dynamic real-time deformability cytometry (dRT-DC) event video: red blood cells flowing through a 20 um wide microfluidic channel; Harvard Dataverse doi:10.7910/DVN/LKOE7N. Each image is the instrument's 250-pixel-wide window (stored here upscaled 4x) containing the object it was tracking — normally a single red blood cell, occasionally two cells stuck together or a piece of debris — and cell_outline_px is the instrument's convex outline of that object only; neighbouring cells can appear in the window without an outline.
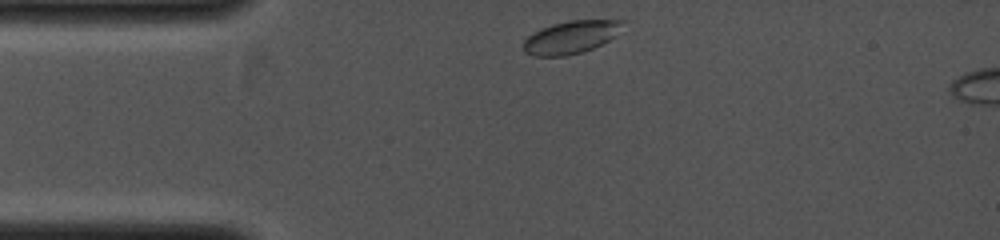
{"species": "common noctule bat (a hibernating species)", "species_latin": "Nyctalus noctula", "temperature_condition": "cold", "stored_images_in_passage": 30, "camera_frame_rate_fps": 4000, "um_per_image_px": 0.085, "animal": {"sex": "female", "body_mass_g": 19.0, "forearm_length_mm": 53.3}, "frame": {"image": 1, "passage_image": 1, "time_ms": 0.0, "image_size_px": [1000, 240], "cell_outline_px": [[624, 20], [616, 36], [592, 48], [580, 52], [564, 56], [536, 56], [524, 52], [524, 40], [528, 36], [552, 24], [568, 20]], "centroid_in_image_um": [48.52, 3.16], "position_along_channel_um": 36.5, "area_um2": 18.55}}
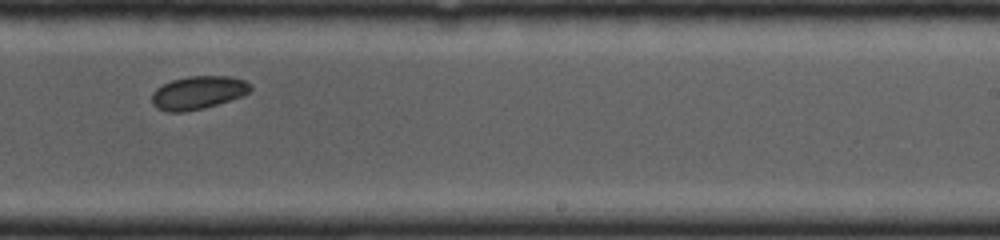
{"frame": {"image": 2, "passage_image": 19, "time_ms": 4.5, "image_size_px": [1000, 240], "cell_outline_px": [[252, 88], [244, 96], [204, 108], [184, 112], [168, 112], [156, 108], [152, 104], [152, 92], [156, 88], [172, 80], [188, 76], [232, 76], [244, 80], [252, 84]], "centroid_in_image_um": [16.85, 7.87], "position_along_channel_um": 272.2, "area_um2": 19.25}}
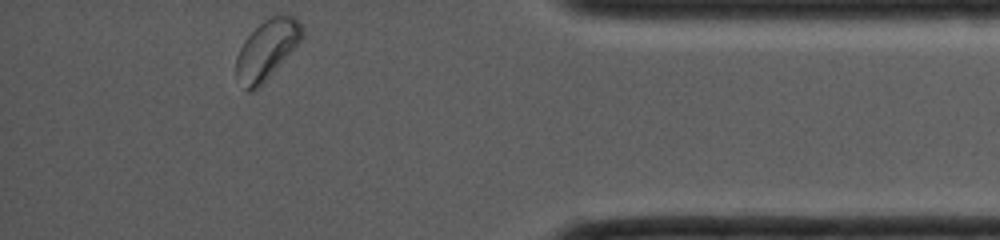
{"frame": {"image": 3, "passage_image": 30, "time_ms": 7.25, "image_size_px": [1000, 240], "cell_outline_px": [[304, 36], [272, 72], [252, 92], [248, 92], [244, 88], [236, 76], [236, 56], [244, 40], [264, 20], [272, 16], [292, 16], [304, 28]], "centroid_in_image_um": [22.65, 4.21], "position_along_channel_um": 412.5, "area_um2": 21.96}}